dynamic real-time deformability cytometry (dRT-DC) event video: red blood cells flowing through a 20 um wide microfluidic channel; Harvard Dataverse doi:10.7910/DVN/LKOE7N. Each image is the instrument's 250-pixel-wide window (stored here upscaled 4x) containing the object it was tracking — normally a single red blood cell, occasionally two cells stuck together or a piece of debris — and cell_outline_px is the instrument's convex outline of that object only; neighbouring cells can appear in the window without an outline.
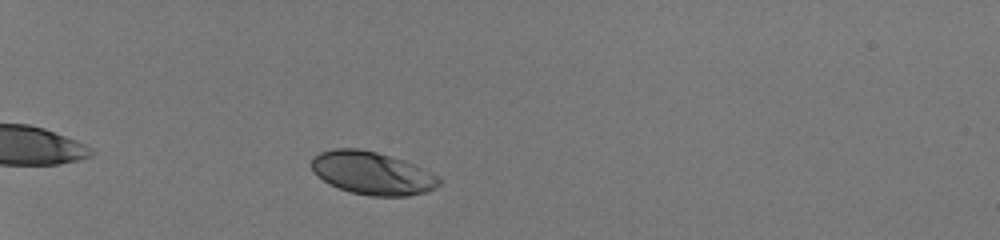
{"species": "human", "species_latin": "Homo sapiens", "temperature_condition": "room temperature", "stored_images_in_passage": 42, "camera_frame_rate_fps": 3000, "um_per_image_px": 0.085, "donor": {"sex": "male"}, "frame": {"image": 1, "passage_image": 7, "time_ms": 2.0, "image_size_px": [1000, 240], "cell_outline_px": [[444, 180], [436, 188], [424, 192], [408, 196], [368, 196], [352, 192], [340, 188], [324, 180], [312, 172], [312, 156], [320, 152], [336, 148], [356, 148], [376, 152], [404, 160], [416, 164], [440, 176]], "centroid_in_image_um": [31.69, 14.71], "position_along_channel_um": 53.3, "area_um2": 32.08}}
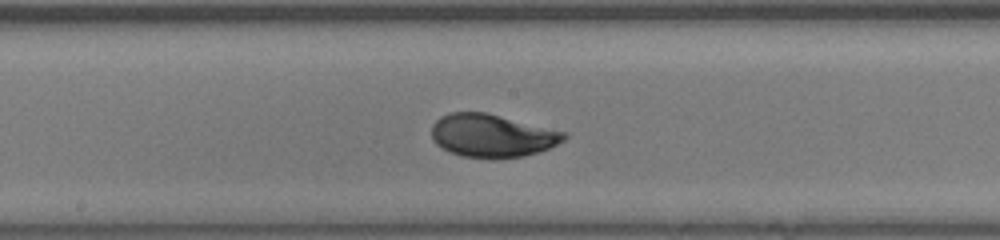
{"frame": {"image": 2, "passage_image": 22, "time_ms": 7.0, "image_size_px": [1000, 240], "cell_outline_px": [[568, 136], [564, 140], [548, 148], [524, 156], [464, 156], [448, 152], [436, 144], [432, 140], [432, 124], [440, 116], [452, 112], [488, 112], [568, 132]], "centroid_in_image_um": [41.82, 11.48], "position_along_channel_um": 206.4, "area_um2": 32.89}}
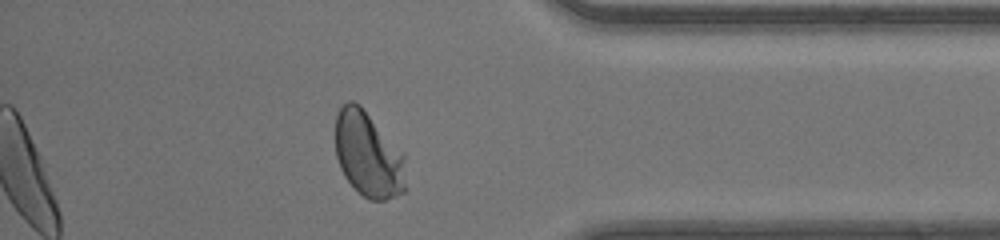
{"frame": {"image": 3, "passage_image": 37, "time_ms": 12.0, "image_size_px": [1000, 240], "cell_outline_px": [[404, 192], [384, 200], [368, 200], [344, 176], [340, 168], [336, 156], [336, 116], [340, 108], [348, 100], [352, 100], [360, 104], [404, 152]], "centroid_in_image_um": [31.29, 13.1], "position_along_channel_um": 403.9, "area_um2": 34.97}, "authors_computed_cell_mechanics": {"area_um2": 32.5125, "velocity_mm_per_s": 4.1424, "shape_relaxation_time_tau1_ms": 2.3229, "shape_relaxation_time_tau2_ms": null, "deformation_change_tau1": 0.142, "deformation_change_tau2": null}}